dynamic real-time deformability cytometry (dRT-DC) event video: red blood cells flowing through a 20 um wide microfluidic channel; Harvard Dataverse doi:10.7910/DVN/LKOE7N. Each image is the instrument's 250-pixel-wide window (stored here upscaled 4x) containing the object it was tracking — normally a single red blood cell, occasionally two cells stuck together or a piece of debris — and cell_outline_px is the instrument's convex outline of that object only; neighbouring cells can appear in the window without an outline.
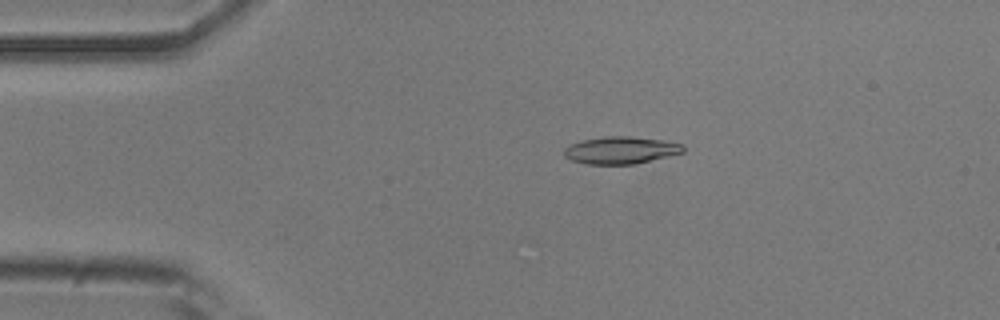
{"species": "common noctule bat (a hibernating species)", "species_latin": "Nyctalus noctula", "temperature_condition": "room temperature", "stored_images_in_passage": 53, "camera_frame_rate_fps": 3000, "um_per_image_px": 0.085, "animal": {"sex": "male", "body_mass_g": 20.5, "forearm_length_mm": 52.5}, "frame": {"image": 1, "passage_image": 10, "time_ms": 3.0, "image_size_px": [1000, 320], "cell_outline_px": [[684, 152], [636, 164], [588, 164], [572, 160], [564, 156], [564, 148], [568, 144], [584, 140], [604, 136], [628, 136], [660, 140], [684, 144]], "centroid_in_image_um": [52.75, 12.77], "position_along_channel_um": 32.2, "area_um2": 18.84}}
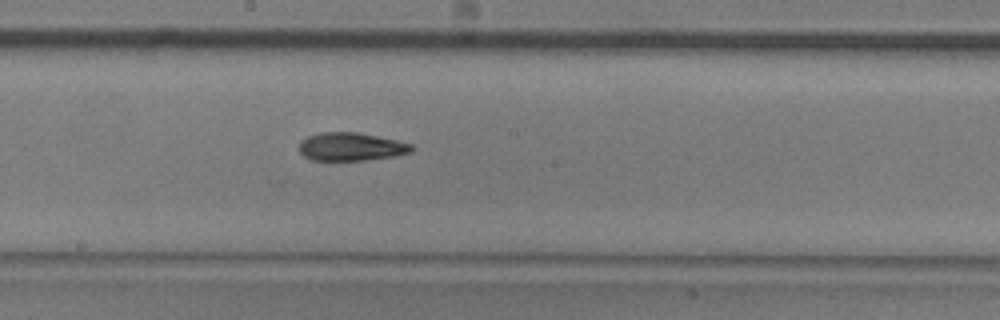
{"frame": {"image": 2, "passage_image": 28, "time_ms": 9.0, "image_size_px": [1000, 320], "cell_outline_px": [[416, 148], [412, 152], [396, 156], [364, 160], [312, 160], [304, 156], [300, 152], [300, 140], [308, 136], [320, 132], [356, 132], [396, 140], [412, 144]], "centroid_in_image_um": [29.86, 12.47], "position_along_channel_um": 218.3, "area_um2": 18.5}}
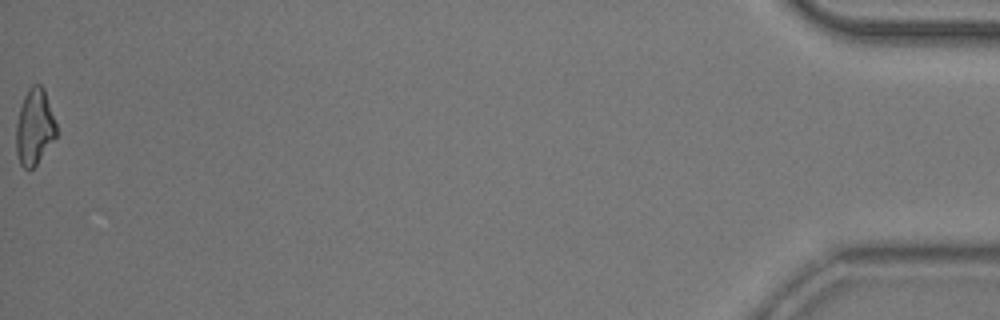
{"frame": {"image": 3, "passage_image": 53, "time_ms": 17.333, "image_size_px": [1000, 320], "cell_outline_px": [[56, 136], [36, 164], [28, 172], [20, 164], [16, 152], [16, 124], [20, 108], [24, 96], [28, 88], [32, 84], [40, 84], [44, 88], [56, 124]], "centroid_in_image_um": [2.91, 10.79], "position_along_channel_um": 432.3, "area_um2": 17.69}, "authors_computed_cell_mechanics": {"area_um2": 18.4382, "velocity_mm_per_s": 3.7876, "shape_relaxation_time_tau1_ms": 8.0443, "shape_relaxation_time_tau2_ms": 4.195, "deformation_change_tau1": 0.2062, "deformation_change_tau2": 0.1302}}